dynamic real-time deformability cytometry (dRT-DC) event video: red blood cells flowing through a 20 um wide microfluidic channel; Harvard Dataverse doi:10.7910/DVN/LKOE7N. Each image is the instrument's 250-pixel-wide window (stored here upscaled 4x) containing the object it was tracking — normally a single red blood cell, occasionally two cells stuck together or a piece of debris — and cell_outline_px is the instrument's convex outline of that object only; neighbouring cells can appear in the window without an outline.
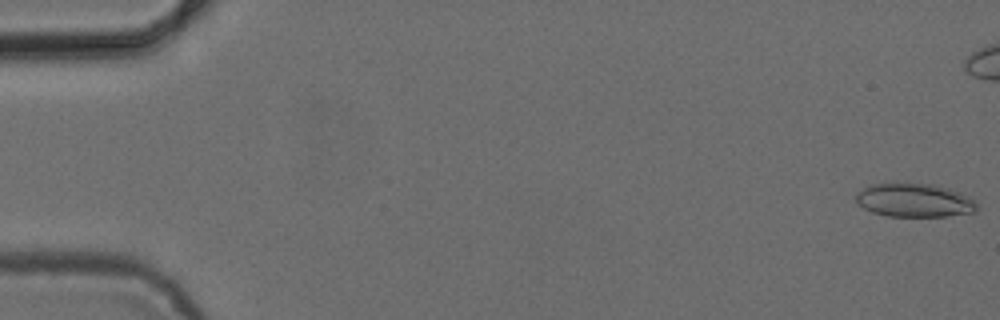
{"species": "common noctule bat (a hibernating species)", "species_latin": "Nyctalus noctula", "temperature_condition": "cold", "stored_images_in_passage": 23, "camera_frame_rate_fps": 3000, "um_per_image_px": 0.085, "animal": {"sex": "female", "body_mass_g": 24.6, "forearm_length_mm": 56.2}, "frame": {"image": 1, "passage_image": 1, "time_ms": 0.0, "image_size_px": [1000, 320], "cell_outline_px": [[976, 208], [972, 212], [948, 216], [888, 216], [872, 212], [856, 204], [856, 196], [864, 188], [872, 184], [892, 180], [932, 184], [948, 188], [972, 196], [976, 200]], "centroid_in_image_um": [77.7, 16.98], "position_along_channel_um": 7.3, "area_um2": 24.33}}
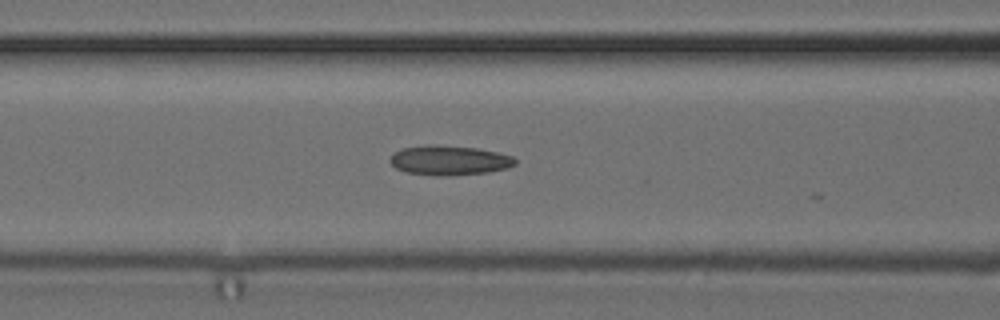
{"frame": {"image": 2, "passage_image": 22, "time_ms": 7.0, "image_size_px": [1000, 320], "cell_outline_px": [[516, 164], [508, 168], [488, 172], [448, 176], [436, 176], [408, 172], [396, 168], [388, 160], [396, 152], [404, 148], [428, 144], [436, 144], [476, 148], [496, 152], [512, 156], [516, 160]], "centroid_in_image_um": [38.2, 13.63], "position_along_channel_um": 128.4, "area_um2": 21.56}}